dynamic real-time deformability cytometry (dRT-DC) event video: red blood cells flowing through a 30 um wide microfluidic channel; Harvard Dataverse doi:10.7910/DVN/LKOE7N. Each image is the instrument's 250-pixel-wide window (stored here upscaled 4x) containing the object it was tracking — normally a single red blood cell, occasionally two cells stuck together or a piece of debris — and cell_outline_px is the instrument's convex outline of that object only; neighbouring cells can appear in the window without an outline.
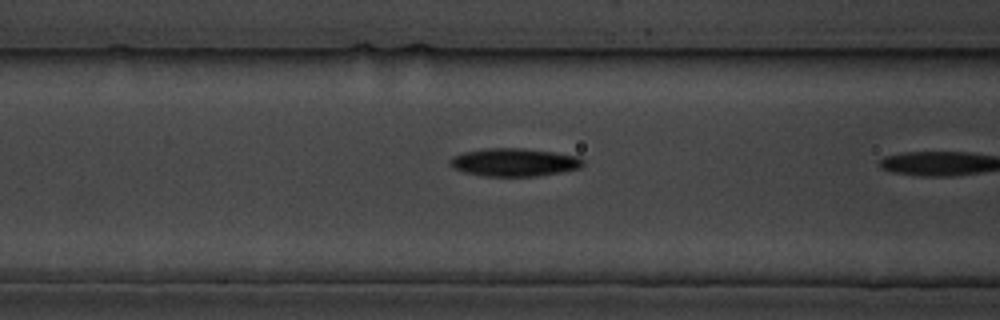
{"species": "common noctule bat (a hibernating species)", "species_latin": "Nyctalus noctula", "temperature_condition": "cold", "stored_images_in_passage": 7, "camera_frame_rate_fps": 3000, "um_per_image_px": 0.085, "animal": {"sex": "male", "body_mass_g": 19.5, "forearm_length_mm": 54.6}, "frame": {"image": 1, "passage_image": 6, "time_ms": 1.667, "image_size_px": [1000, 320], "cell_outline_px": [[584, 164], [580, 168], [564, 172], [536, 176], [484, 176], [464, 172], [452, 168], [448, 160], [452, 156], [464, 152], [484, 148], [524, 148], [580, 156], [584, 160]], "centroid_in_image_um": [43.72, 13.79], "position_along_channel_um": 122.9, "area_um2": 21.96}}